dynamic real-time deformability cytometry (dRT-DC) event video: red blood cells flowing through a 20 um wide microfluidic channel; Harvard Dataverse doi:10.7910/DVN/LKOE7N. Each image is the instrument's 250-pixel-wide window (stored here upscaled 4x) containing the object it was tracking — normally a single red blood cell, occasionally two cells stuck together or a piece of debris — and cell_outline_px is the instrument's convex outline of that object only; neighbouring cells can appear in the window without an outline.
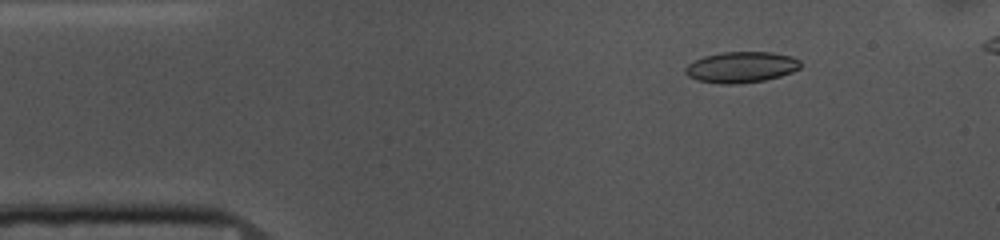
{"species": "common noctule bat (a hibernating species)", "species_latin": "Nyctalus noctula", "temperature_condition": "cold", "stored_images_in_passage": 15, "camera_frame_rate_fps": 3000, "um_per_image_px": 0.085, "animal": {"sex": "female", "body_mass_g": 10.0, "forearm_length_mm": 53.1}, "frame": {"image": 1, "passage_image": 7, "time_ms": 2.0, "image_size_px": [1000, 240], "cell_outline_px": [[804, 64], [800, 68], [792, 72], [780, 76], [764, 80], [736, 84], [724, 84], [700, 80], [688, 76], [684, 72], [684, 68], [688, 64], [704, 56], [724, 52], [772, 52], [792, 56], [800, 60]], "centroid_in_image_um": [63.05, 5.7], "position_along_channel_um": 21.9, "area_um2": 20.75}}